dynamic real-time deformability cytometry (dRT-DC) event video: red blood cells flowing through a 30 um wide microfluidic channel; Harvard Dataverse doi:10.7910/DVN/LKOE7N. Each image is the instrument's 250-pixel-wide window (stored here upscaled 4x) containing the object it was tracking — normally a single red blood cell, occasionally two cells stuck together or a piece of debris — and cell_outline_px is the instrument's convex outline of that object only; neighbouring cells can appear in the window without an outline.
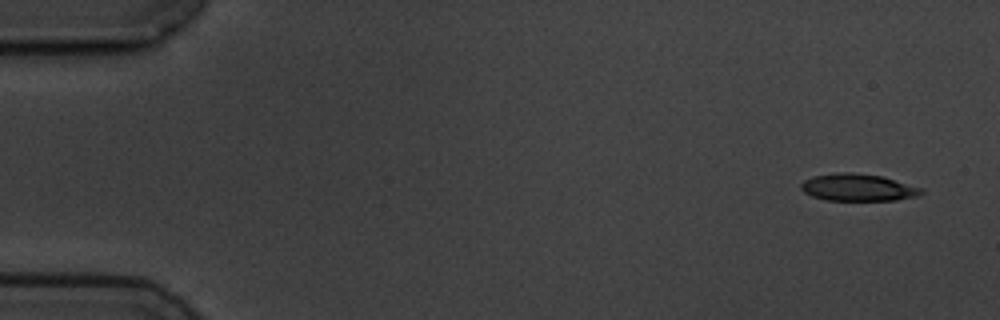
{"species": "common noctule bat (a hibernating species)", "species_latin": "Nyctalus noctula", "temperature_condition": "cold", "stored_images_in_passage": 5, "camera_frame_rate_fps": 3000, "um_per_image_px": 0.085, "animal": {"sex": "male", "body_mass_g": 19.5, "forearm_length_mm": 54.6}, "frame": {"image": 1, "passage_image": 1, "time_ms": 0.0, "image_size_px": [1000, 320], "cell_outline_px": [[924, 192], [916, 196], [896, 200], [824, 200], [812, 196], [804, 192], [800, 188], [800, 184], [804, 180], [812, 176], [836, 172], [852, 172], [880, 176], [924, 188]], "centroid_in_image_um": [72.9, 15.93], "position_along_channel_um": 12.1, "area_um2": 19.07}}
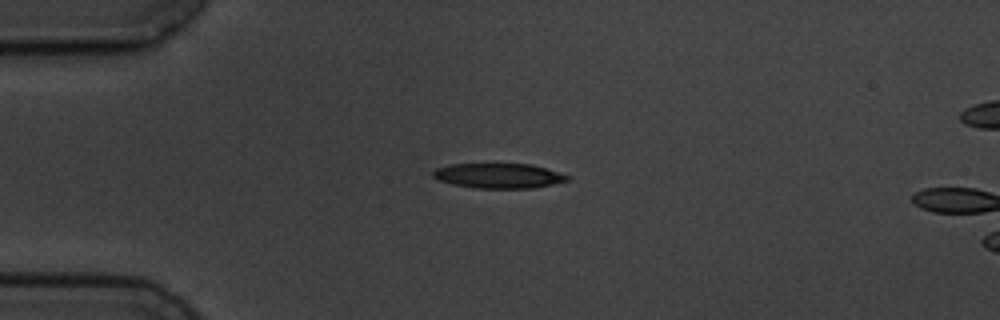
{"frame": {"image": 2, "passage_image": 4, "time_ms": 3.667, "image_size_px": [1000, 320], "cell_outline_px": [[572, 176], [568, 180], [552, 184], [532, 188], [476, 188], [452, 184], [436, 180], [432, 176], [432, 172], [436, 168], [448, 164], [532, 164], [560, 172]], "centroid_in_image_um": [42.36, 14.93], "position_along_channel_um": 42.6, "area_um2": 19.65}}